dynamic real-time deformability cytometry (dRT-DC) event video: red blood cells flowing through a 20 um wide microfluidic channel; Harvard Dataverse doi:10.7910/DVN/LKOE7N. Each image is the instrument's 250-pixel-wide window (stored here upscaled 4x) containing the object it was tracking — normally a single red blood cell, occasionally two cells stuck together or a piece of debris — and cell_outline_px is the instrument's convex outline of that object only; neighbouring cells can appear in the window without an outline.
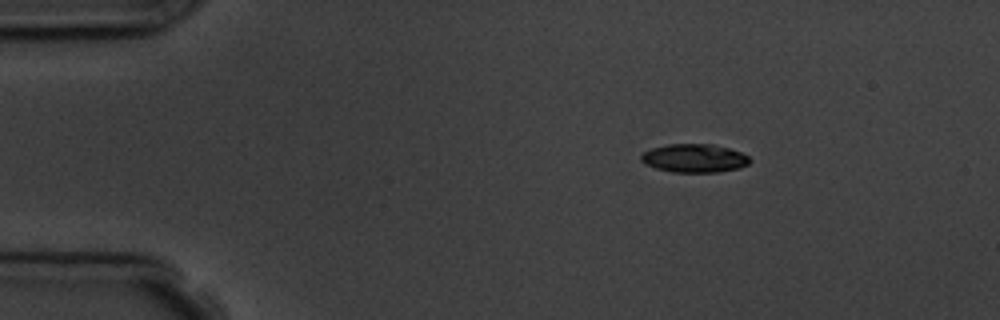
{"species": "common noctule bat (a hibernating species)", "species_latin": "Nyctalus noctula", "temperature_condition": "room temperature", "stored_images_in_passage": 4, "segment_of_instrument_passage": [1, 2], "camera_frame_rate_fps": 3000, "um_per_image_px": 0.085, "animal": {"sex": "male", "body_mass_g": 19.5, "forearm_length_mm": 54.6}, "frame": {"image": 1, "passage_image": 2, "time_ms": 1.0, "image_size_px": [1000, 320], "cell_outline_px": [[752, 160], [748, 164], [740, 168], [720, 172], [672, 172], [656, 168], [640, 160], [640, 156], [644, 152], [652, 148], [668, 144], [712, 144], [728, 148], [740, 152], [748, 156]], "centroid_in_image_um": [59.05, 13.45], "position_along_channel_um": 26.0, "area_um2": 17.98}}